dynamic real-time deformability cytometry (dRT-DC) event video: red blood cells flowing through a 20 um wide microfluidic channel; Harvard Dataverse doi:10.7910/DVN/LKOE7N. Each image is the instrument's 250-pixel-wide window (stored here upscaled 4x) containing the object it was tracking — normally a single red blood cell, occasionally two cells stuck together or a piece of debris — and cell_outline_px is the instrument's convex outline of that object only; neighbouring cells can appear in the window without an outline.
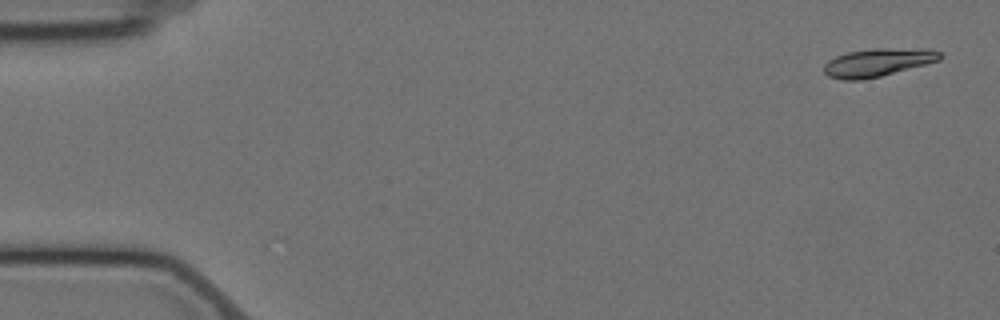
{"species": "Egyptian fruit bat (a non-hibernating species)", "species_latin": "Rousettus aegyptiacus", "temperature_condition": "cold", "stored_images_in_passage": 5, "camera_frame_rate_fps": 3000, "um_per_image_px": 0.085, "animal": {"sex": "female"}, "frame": {"image": 1, "passage_image": 1, "time_ms": 0.0, "image_size_px": [1000, 320], "cell_outline_px": [[940, 60], [880, 76], [860, 80], [844, 80], [828, 76], [824, 72], [824, 64], [828, 60], [836, 56], [848, 52], [872, 48], [888, 48], [940, 52]], "centroid_in_image_um": [74.48, 5.33], "position_along_channel_um": 10.5, "area_um2": 18.32}}
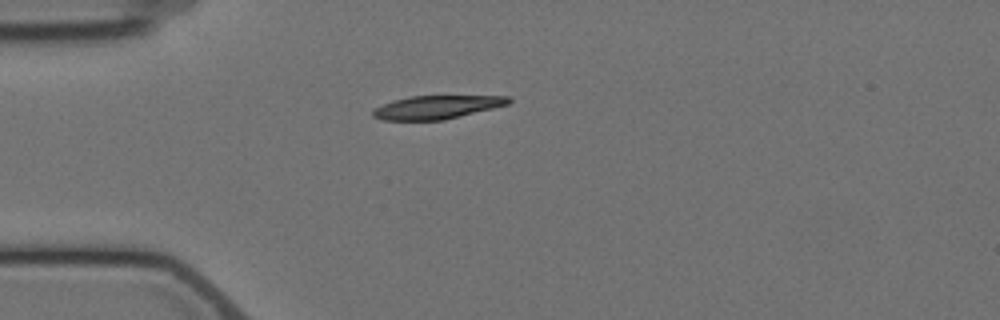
{"frame": {"image": 2, "passage_image": 5, "time_ms": 4.333, "image_size_px": [1000, 320], "cell_outline_px": [[512, 100], [508, 104], [444, 120], [384, 120], [372, 116], [372, 108], [392, 100], [408, 96], [512, 96]], "centroid_in_image_um": [37.08, 9.1], "position_along_channel_um": 47.9, "area_um2": 18.5}}